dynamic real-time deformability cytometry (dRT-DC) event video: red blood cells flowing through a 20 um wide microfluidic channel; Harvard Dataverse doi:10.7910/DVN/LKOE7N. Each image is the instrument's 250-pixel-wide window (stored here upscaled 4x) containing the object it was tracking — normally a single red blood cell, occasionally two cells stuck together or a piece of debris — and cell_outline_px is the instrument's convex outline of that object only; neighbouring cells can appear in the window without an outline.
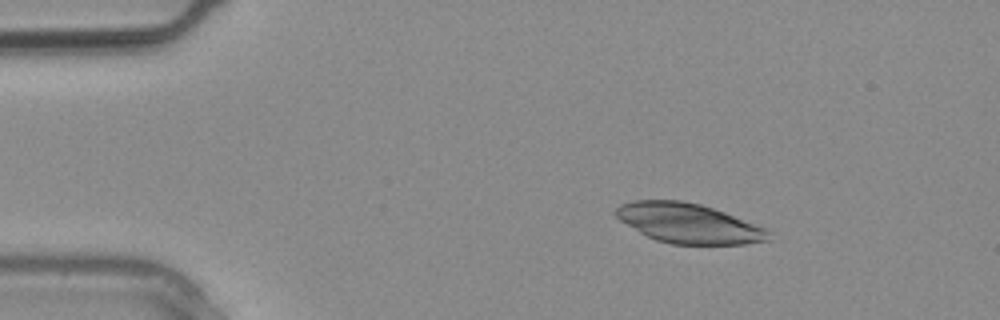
{"species": "common noctule bat (a hibernating species)", "species_latin": "Nyctalus noctula", "temperature_condition": "warm", "stored_images_in_passage": 3, "camera_frame_rate_fps": 3000, "um_per_image_px": 0.085, "animal": {"sex": "male", "body_mass_g": 20.4}, "frame": {"image": 1, "passage_image": 2, "time_ms": 0.333, "image_size_px": [1000, 320], "cell_outline_px": [[768, 240], [744, 244], [672, 244], [656, 240], [640, 232], [620, 220], [612, 212], [620, 204], [632, 200], [680, 200], [700, 204], [724, 212], [764, 228], [768, 232]], "centroid_in_image_um": [58.45, 18.97], "position_along_channel_um": 26.5, "area_um2": 34.91}}